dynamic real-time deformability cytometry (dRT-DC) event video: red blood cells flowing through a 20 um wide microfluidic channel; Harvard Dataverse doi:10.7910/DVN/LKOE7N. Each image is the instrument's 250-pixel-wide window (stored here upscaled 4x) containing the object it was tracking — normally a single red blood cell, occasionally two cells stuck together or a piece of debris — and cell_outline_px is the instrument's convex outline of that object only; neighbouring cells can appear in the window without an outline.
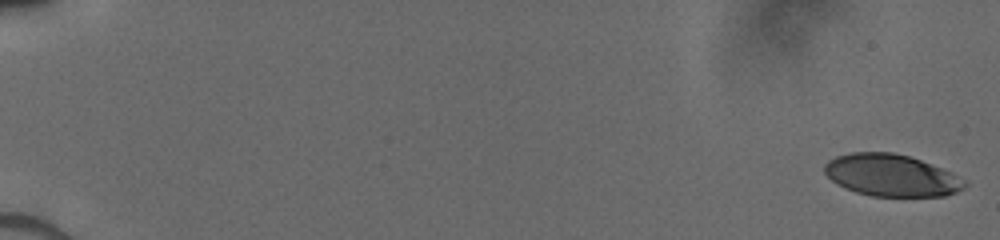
{"species": "human", "species_latin": "Homo sapiens", "temperature_condition": "cold", "stored_images_in_passage": 52, "camera_frame_rate_fps": 3000, "um_per_image_px": 0.085, "donor": {"sex": "male"}, "frame": {"image": 1, "passage_image": 1, "time_ms": 0.0, "image_size_px": [1000, 240], "cell_outline_px": [[968, 184], [964, 188], [956, 192], [944, 196], [872, 196], [856, 192], [844, 188], [836, 184], [824, 172], [824, 164], [828, 160], [836, 156], [852, 152], [892, 152], [908, 156], [920, 160], [952, 172], [968, 180]], "centroid_in_image_um": [75.78, 14.9], "position_along_channel_um": 9.2, "area_um2": 34.45}}
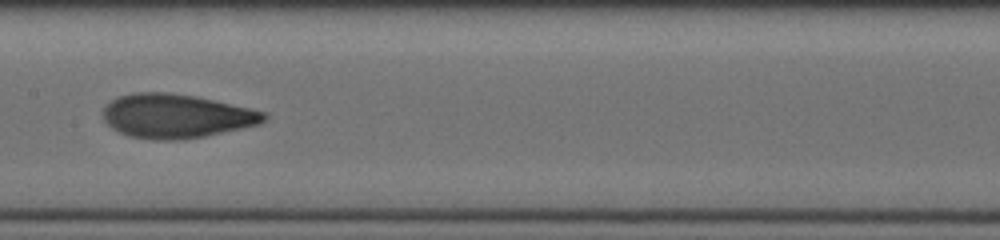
{"frame": {"image": 2, "passage_image": 29, "time_ms": 9.333, "image_size_px": [1000, 240], "cell_outline_px": [[268, 116], [260, 124], [204, 136], [184, 140], [152, 140], [128, 136], [112, 128], [104, 120], [104, 108], [112, 100], [120, 96], [132, 92], [172, 92], [196, 96], [268, 112]], "centroid_in_image_um": [14.99, 9.86], "position_along_channel_um": 192.4, "area_um2": 41.38}}
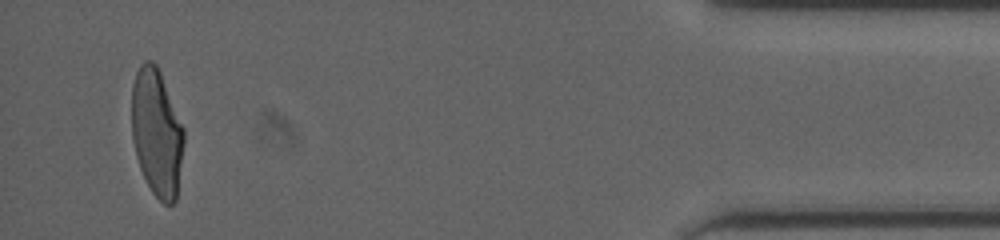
{"frame": {"image": 3, "passage_image": 50, "time_ms": 16.333, "image_size_px": [1000, 240], "cell_outline_px": [[184, 144], [176, 200], [172, 204], [164, 204], [152, 192], [140, 168], [136, 156], [132, 140], [132, 84], [136, 72], [140, 64], [144, 60], [152, 60], [156, 64], [160, 72], [184, 128]], "centroid_in_image_um": [13.32, 11.26], "position_along_channel_um": 421.9, "area_um2": 38.73}}